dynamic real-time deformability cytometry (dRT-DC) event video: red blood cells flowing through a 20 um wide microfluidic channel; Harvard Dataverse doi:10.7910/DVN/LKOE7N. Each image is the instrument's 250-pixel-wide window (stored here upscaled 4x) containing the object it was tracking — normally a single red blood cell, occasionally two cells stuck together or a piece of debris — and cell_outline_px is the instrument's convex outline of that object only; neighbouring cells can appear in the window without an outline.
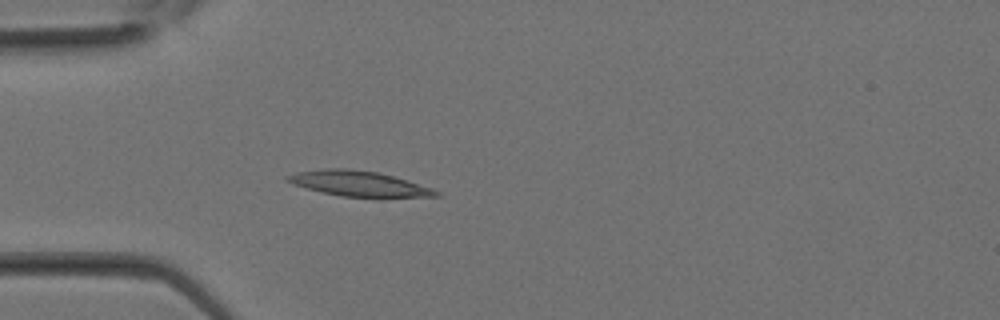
{"species": "Egyptian fruit bat (a non-hibernating species)", "species_latin": "Rousettus aegyptiacus", "temperature_condition": "room temperature", "stored_images_in_passage": 32, "camera_frame_rate_fps": 3000, "um_per_image_px": 0.085, "animal": {"sex": "female"}, "frame": {"image": 1, "passage_image": 9, "time_ms": 2.667, "image_size_px": [1000, 320], "cell_outline_px": [[440, 196], [380, 200], [340, 196], [292, 184], [284, 180], [284, 176], [296, 172], [328, 168], [344, 168], [376, 172], [392, 176], [432, 188], [440, 192]], "centroid_in_image_um": [30.57, 15.66], "position_along_channel_um": 54.4, "area_um2": 22.66}}
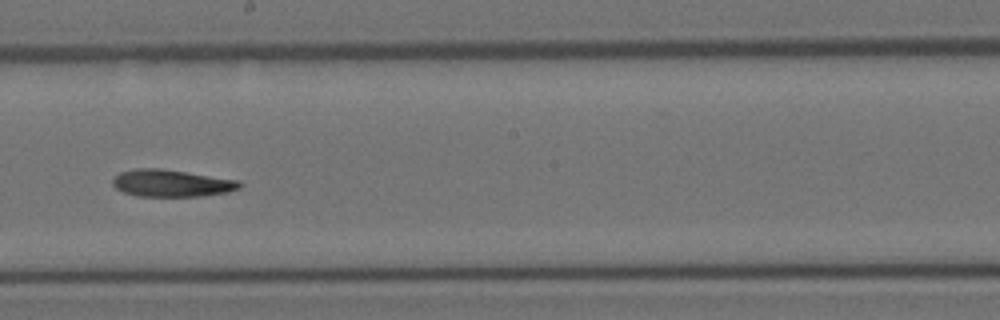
{"frame": {"image": 2, "passage_image": 18, "time_ms": 5.667, "image_size_px": [1000, 320], "cell_outline_px": [[244, 184], [240, 188], [228, 192], [204, 196], [136, 196], [124, 192], [116, 188], [112, 184], [112, 180], [120, 172], [136, 168], [156, 168], [240, 180]], "centroid_in_image_um": [14.6, 15.58], "position_along_channel_um": 233.6, "area_um2": 20.0}}
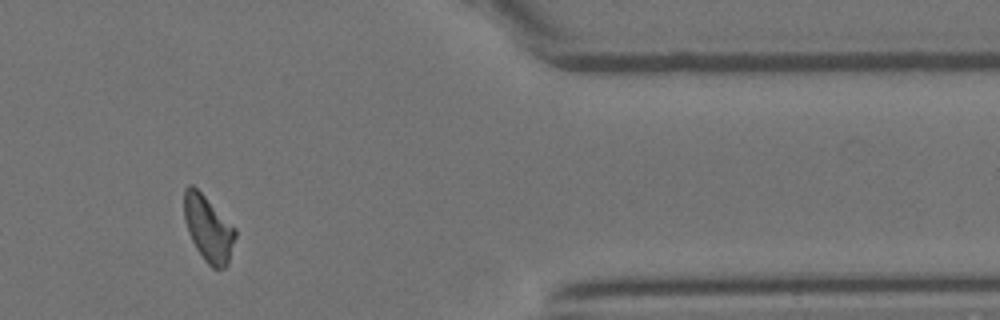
{"frame": {"image": 3, "passage_image": 27, "time_ms": 8.667, "image_size_px": [1000, 320], "cell_outline_px": [[236, 236], [228, 264], [224, 268], [212, 268], [204, 260], [196, 248], [188, 232], [184, 220], [184, 188], [188, 184], [192, 184], [236, 228]], "centroid_in_image_um": [17.7, 19.43], "position_along_channel_um": 393.7, "area_um2": 19.54}}